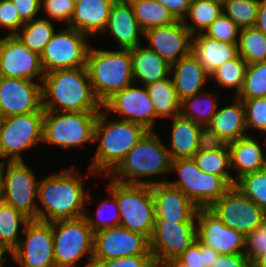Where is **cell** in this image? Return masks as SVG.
<instances>
[{"label":"cell","mask_w":266,"mask_h":267,"mask_svg":"<svg viewBox=\"0 0 266 267\" xmlns=\"http://www.w3.org/2000/svg\"><path fill=\"white\" fill-rule=\"evenodd\" d=\"M73 169L44 177L38 184V220L53 222L74 219L86 214L85 203L94 201L84 190L83 176ZM89 196V197H88Z\"/></svg>","instance_id":"obj_1"},{"label":"cell","mask_w":266,"mask_h":267,"mask_svg":"<svg viewBox=\"0 0 266 267\" xmlns=\"http://www.w3.org/2000/svg\"><path fill=\"white\" fill-rule=\"evenodd\" d=\"M41 85L43 110L59 111L60 108V112H84L102 109L86 67L45 73Z\"/></svg>","instance_id":"obj_2"},{"label":"cell","mask_w":266,"mask_h":267,"mask_svg":"<svg viewBox=\"0 0 266 267\" xmlns=\"http://www.w3.org/2000/svg\"><path fill=\"white\" fill-rule=\"evenodd\" d=\"M99 112L93 142L99 141L91 160L89 173L108 176L124 159L127 153L148 131L144 126L127 120H107V112Z\"/></svg>","instance_id":"obj_3"},{"label":"cell","mask_w":266,"mask_h":267,"mask_svg":"<svg viewBox=\"0 0 266 267\" xmlns=\"http://www.w3.org/2000/svg\"><path fill=\"white\" fill-rule=\"evenodd\" d=\"M172 161L168 148L155 131L148 130L108 177L112 176L111 179L127 184L167 183V179L152 181L150 176L169 173ZM145 176H149L150 179H139Z\"/></svg>","instance_id":"obj_4"},{"label":"cell","mask_w":266,"mask_h":267,"mask_svg":"<svg viewBox=\"0 0 266 267\" xmlns=\"http://www.w3.org/2000/svg\"><path fill=\"white\" fill-rule=\"evenodd\" d=\"M86 68L92 90L101 104L134 82L130 49L110 51L90 47Z\"/></svg>","instance_id":"obj_5"},{"label":"cell","mask_w":266,"mask_h":267,"mask_svg":"<svg viewBox=\"0 0 266 267\" xmlns=\"http://www.w3.org/2000/svg\"><path fill=\"white\" fill-rule=\"evenodd\" d=\"M107 190L116 196L120 226L150 239L156 219L151 185L127 184L111 179Z\"/></svg>","instance_id":"obj_6"},{"label":"cell","mask_w":266,"mask_h":267,"mask_svg":"<svg viewBox=\"0 0 266 267\" xmlns=\"http://www.w3.org/2000/svg\"><path fill=\"white\" fill-rule=\"evenodd\" d=\"M170 172L178 173L180 178L167 183L180 189L198 208H209L234 186V177L205 173L193 158L173 159Z\"/></svg>","instance_id":"obj_7"},{"label":"cell","mask_w":266,"mask_h":267,"mask_svg":"<svg viewBox=\"0 0 266 267\" xmlns=\"http://www.w3.org/2000/svg\"><path fill=\"white\" fill-rule=\"evenodd\" d=\"M52 233L56 267H76L85 255V267H92L94 232L85 216L53 221Z\"/></svg>","instance_id":"obj_8"},{"label":"cell","mask_w":266,"mask_h":267,"mask_svg":"<svg viewBox=\"0 0 266 267\" xmlns=\"http://www.w3.org/2000/svg\"><path fill=\"white\" fill-rule=\"evenodd\" d=\"M100 111L60 112L44 110L43 141L61 148L80 147L93 142Z\"/></svg>","instance_id":"obj_9"},{"label":"cell","mask_w":266,"mask_h":267,"mask_svg":"<svg viewBox=\"0 0 266 267\" xmlns=\"http://www.w3.org/2000/svg\"><path fill=\"white\" fill-rule=\"evenodd\" d=\"M1 161V200L19 210L30 220H38V184L24 161ZM6 170V171H5ZM5 172V173H4Z\"/></svg>","instance_id":"obj_10"},{"label":"cell","mask_w":266,"mask_h":267,"mask_svg":"<svg viewBox=\"0 0 266 267\" xmlns=\"http://www.w3.org/2000/svg\"><path fill=\"white\" fill-rule=\"evenodd\" d=\"M44 112L0 118V159L24 161L20 152L43 142Z\"/></svg>","instance_id":"obj_11"},{"label":"cell","mask_w":266,"mask_h":267,"mask_svg":"<svg viewBox=\"0 0 266 267\" xmlns=\"http://www.w3.org/2000/svg\"><path fill=\"white\" fill-rule=\"evenodd\" d=\"M87 39V35L68 26L54 32L40 55L44 72L86 67L90 48Z\"/></svg>","instance_id":"obj_12"},{"label":"cell","mask_w":266,"mask_h":267,"mask_svg":"<svg viewBox=\"0 0 266 267\" xmlns=\"http://www.w3.org/2000/svg\"><path fill=\"white\" fill-rule=\"evenodd\" d=\"M21 233L26 240L9 253L21 267H56L53 250L52 222L30 220Z\"/></svg>","instance_id":"obj_13"},{"label":"cell","mask_w":266,"mask_h":267,"mask_svg":"<svg viewBox=\"0 0 266 267\" xmlns=\"http://www.w3.org/2000/svg\"><path fill=\"white\" fill-rule=\"evenodd\" d=\"M197 240V222H169L156 218L154 230L149 239V250L155 264L179 257Z\"/></svg>","instance_id":"obj_14"},{"label":"cell","mask_w":266,"mask_h":267,"mask_svg":"<svg viewBox=\"0 0 266 267\" xmlns=\"http://www.w3.org/2000/svg\"><path fill=\"white\" fill-rule=\"evenodd\" d=\"M209 209L228 227L244 235L266 220V213L238 188L232 186Z\"/></svg>","instance_id":"obj_15"},{"label":"cell","mask_w":266,"mask_h":267,"mask_svg":"<svg viewBox=\"0 0 266 267\" xmlns=\"http://www.w3.org/2000/svg\"><path fill=\"white\" fill-rule=\"evenodd\" d=\"M152 255L149 239L122 226L94 233L93 260H110L126 256Z\"/></svg>","instance_id":"obj_16"},{"label":"cell","mask_w":266,"mask_h":267,"mask_svg":"<svg viewBox=\"0 0 266 267\" xmlns=\"http://www.w3.org/2000/svg\"><path fill=\"white\" fill-rule=\"evenodd\" d=\"M45 72L40 55L26 47L15 35L0 38V76L41 82Z\"/></svg>","instance_id":"obj_17"},{"label":"cell","mask_w":266,"mask_h":267,"mask_svg":"<svg viewBox=\"0 0 266 267\" xmlns=\"http://www.w3.org/2000/svg\"><path fill=\"white\" fill-rule=\"evenodd\" d=\"M44 112L42 85L32 80L0 76V118Z\"/></svg>","instance_id":"obj_18"},{"label":"cell","mask_w":266,"mask_h":267,"mask_svg":"<svg viewBox=\"0 0 266 267\" xmlns=\"http://www.w3.org/2000/svg\"><path fill=\"white\" fill-rule=\"evenodd\" d=\"M197 240L219 254H244L245 235L226 226L209 208H198Z\"/></svg>","instance_id":"obj_19"},{"label":"cell","mask_w":266,"mask_h":267,"mask_svg":"<svg viewBox=\"0 0 266 267\" xmlns=\"http://www.w3.org/2000/svg\"><path fill=\"white\" fill-rule=\"evenodd\" d=\"M144 88L132 85L115 92L103 104L107 113H119L123 120L144 126L153 130L156 112L145 86Z\"/></svg>","instance_id":"obj_20"},{"label":"cell","mask_w":266,"mask_h":267,"mask_svg":"<svg viewBox=\"0 0 266 267\" xmlns=\"http://www.w3.org/2000/svg\"><path fill=\"white\" fill-rule=\"evenodd\" d=\"M143 38L150 43L147 48L170 65L191 52L192 35L181 20L168 26L150 28L144 32Z\"/></svg>","instance_id":"obj_21"},{"label":"cell","mask_w":266,"mask_h":267,"mask_svg":"<svg viewBox=\"0 0 266 267\" xmlns=\"http://www.w3.org/2000/svg\"><path fill=\"white\" fill-rule=\"evenodd\" d=\"M156 218H165L169 222H197L198 206L180 189L168 183L151 185Z\"/></svg>","instance_id":"obj_22"},{"label":"cell","mask_w":266,"mask_h":267,"mask_svg":"<svg viewBox=\"0 0 266 267\" xmlns=\"http://www.w3.org/2000/svg\"><path fill=\"white\" fill-rule=\"evenodd\" d=\"M107 32L119 43V49H132L141 45L140 36H144V31L136 21L128 0H116L113 3L103 33Z\"/></svg>","instance_id":"obj_23"},{"label":"cell","mask_w":266,"mask_h":267,"mask_svg":"<svg viewBox=\"0 0 266 267\" xmlns=\"http://www.w3.org/2000/svg\"><path fill=\"white\" fill-rule=\"evenodd\" d=\"M170 76L180 101L203 92L202 87L210 79V74L192 52L171 64Z\"/></svg>","instance_id":"obj_24"},{"label":"cell","mask_w":266,"mask_h":267,"mask_svg":"<svg viewBox=\"0 0 266 267\" xmlns=\"http://www.w3.org/2000/svg\"><path fill=\"white\" fill-rule=\"evenodd\" d=\"M116 0H76L75 11L67 25L83 34L93 36L103 34L108 23V17Z\"/></svg>","instance_id":"obj_25"},{"label":"cell","mask_w":266,"mask_h":267,"mask_svg":"<svg viewBox=\"0 0 266 267\" xmlns=\"http://www.w3.org/2000/svg\"><path fill=\"white\" fill-rule=\"evenodd\" d=\"M191 52L209 74L239 55L237 43L218 41L204 33L192 36Z\"/></svg>","instance_id":"obj_26"},{"label":"cell","mask_w":266,"mask_h":267,"mask_svg":"<svg viewBox=\"0 0 266 267\" xmlns=\"http://www.w3.org/2000/svg\"><path fill=\"white\" fill-rule=\"evenodd\" d=\"M266 144V143H264ZM231 168L237 169L235 182L242 176L266 168V153L253 137H241L229 143Z\"/></svg>","instance_id":"obj_27"},{"label":"cell","mask_w":266,"mask_h":267,"mask_svg":"<svg viewBox=\"0 0 266 267\" xmlns=\"http://www.w3.org/2000/svg\"><path fill=\"white\" fill-rule=\"evenodd\" d=\"M130 51L134 84L139 80L143 86H146L170 76L171 65L156 52L141 45Z\"/></svg>","instance_id":"obj_28"},{"label":"cell","mask_w":266,"mask_h":267,"mask_svg":"<svg viewBox=\"0 0 266 267\" xmlns=\"http://www.w3.org/2000/svg\"><path fill=\"white\" fill-rule=\"evenodd\" d=\"M235 102L216 110L212 120L207 125L223 136L229 143L247 136L245 124V109L241 99L234 96Z\"/></svg>","instance_id":"obj_29"},{"label":"cell","mask_w":266,"mask_h":267,"mask_svg":"<svg viewBox=\"0 0 266 267\" xmlns=\"http://www.w3.org/2000/svg\"><path fill=\"white\" fill-rule=\"evenodd\" d=\"M171 147L168 151L172 159L192 158L198 151L201 125L181 114L172 118Z\"/></svg>","instance_id":"obj_30"},{"label":"cell","mask_w":266,"mask_h":267,"mask_svg":"<svg viewBox=\"0 0 266 267\" xmlns=\"http://www.w3.org/2000/svg\"><path fill=\"white\" fill-rule=\"evenodd\" d=\"M154 104L156 118H173L180 115L181 101L179 100L171 76L145 86Z\"/></svg>","instance_id":"obj_31"},{"label":"cell","mask_w":266,"mask_h":267,"mask_svg":"<svg viewBox=\"0 0 266 267\" xmlns=\"http://www.w3.org/2000/svg\"><path fill=\"white\" fill-rule=\"evenodd\" d=\"M222 12V0H192L182 23L194 36L204 33ZM188 18L191 24L188 23Z\"/></svg>","instance_id":"obj_32"},{"label":"cell","mask_w":266,"mask_h":267,"mask_svg":"<svg viewBox=\"0 0 266 267\" xmlns=\"http://www.w3.org/2000/svg\"><path fill=\"white\" fill-rule=\"evenodd\" d=\"M136 21L145 32L150 28L171 25L178 20L156 0H128Z\"/></svg>","instance_id":"obj_33"},{"label":"cell","mask_w":266,"mask_h":267,"mask_svg":"<svg viewBox=\"0 0 266 267\" xmlns=\"http://www.w3.org/2000/svg\"><path fill=\"white\" fill-rule=\"evenodd\" d=\"M212 96L211 93L200 92L185 98L181 101L180 114L201 126L208 125L218 108V96Z\"/></svg>","instance_id":"obj_34"},{"label":"cell","mask_w":266,"mask_h":267,"mask_svg":"<svg viewBox=\"0 0 266 267\" xmlns=\"http://www.w3.org/2000/svg\"><path fill=\"white\" fill-rule=\"evenodd\" d=\"M29 221L30 219L22 212L0 200V244L7 250L8 254L21 240L19 237L20 223L25 226Z\"/></svg>","instance_id":"obj_35"},{"label":"cell","mask_w":266,"mask_h":267,"mask_svg":"<svg viewBox=\"0 0 266 267\" xmlns=\"http://www.w3.org/2000/svg\"><path fill=\"white\" fill-rule=\"evenodd\" d=\"M15 36L30 50L41 55L46 44L55 32L52 22L47 18H37L24 23Z\"/></svg>","instance_id":"obj_36"},{"label":"cell","mask_w":266,"mask_h":267,"mask_svg":"<svg viewBox=\"0 0 266 267\" xmlns=\"http://www.w3.org/2000/svg\"><path fill=\"white\" fill-rule=\"evenodd\" d=\"M237 47L248 65L266 62V35L255 27L241 29Z\"/></svg>","instance_id":"obj_37"},{"label":"cell","mask_w":266,"mask_h":267,"mask_svg":"<svg viewBox=\"0 0 266 267\" xmlns=\"http://www.w3.org/2000/svg\"><path fill=\"white\" fill-rule=\"evenodd\" d=\"M248 64L238 55L236 58L225 62L210 73V79L213 78L223 87L235 88L234 95L240 92L246 74Z\"/></svg>","instance_id":"obj_38"},{"label":"cell","mask_w":266,"mask_h":267,"mask_svg":"<svg viewBox=\"0 0 266 267\" xmlns=\"http://www.w3.org/2000/svg\"><path fill=\"white\" fill-rule=\"evenodd\" d=\"M200 170L220 177H232L230 150L218 149L214 151H197L192 157ZM228 169V170H227Z\"/></svg>","instance_id":"obj_39"},{"label":"cell","mask_w":266,"mask_h":267,"mask_svg":"<svg viewBox=\"0 0 266 267\" xmlns=\"http://www.w3.org/2000/svg\"><path fill=\"white\" fill-rule=\"evenodd\" d=\"M223 12L241 29L254 27L260 0H223Z\"/></svg>","instance_id":"obj_40"},{"label":"cell","mask_w":266,"mask_h":267,"mask_svg":"<svg viewBox=\"0 0 266 267\" xmlns=\"http://www.w3.org/2000/svg\"><path fill=\"white\" fill-rule=\"evenodd\" d=\"M239 99L266 97V62L249 64L238 95Z\"/></svg>","instance_id":"obj_41"},{"label":"cell","mask_w":266,"mask_h":267,"mask_svg":"<svg viewBox=\"0 0 266 267\" xmlns=\"http://www.w3.org/2000/svg\"><path fill=\"white\" fill-rule=\"evenodd\" d=\"M234 186L266 213V168L242 176Z\"/></svg>","instance_id":"obj_42"},{"label":"cell","mask_w":266,"mask_h":267,"mask_svg":"<svg viewBox=\"0 0 266 267\" xmlns=\"http://www.w3.org/2000/svg\"><path fill=\"white\" fill-rule=\"evenodd\" d=\"M110 194V197H108L110 199H107L100 203L96 212V218H94V216L93 218L90 217V215L87 214V211L84 215L94 233L106 228L120 226V212L116 196L112 192H110ZM111 211L114 212V215L110 214L113 213ZM111 215L113 216L110 217Z\"/></svg>","instance_id":"obj_43"},{"label":"cell","mask_w":266,"mask_h":267,"mask_svg":"<svg viewBox=\"0 0 266 267\" xmlns=\"http://www.w3.org/2000/svg\"><path fill=\"white\" fill-rule=\"evenodd\" d=\"M219 255L214 249L196 240L177 259L189 267H212Z\"/></svg>","instance_id":"obj_44"},{"label":"cell","mask_w":266,"mask_h":267,"mask_svg":"<svg viewBox=\"0 0 266 267\" xmlns=\"http://www.w3.org/2000/svg\"><path fill=\"white\" fill-rule=\"evenodd\" d=\"M241 28L224 12L204 31L210 38L222 42L238 43Z\"/></svg>","instance_id":"obj_45"},{"label":"cell","mask_w":266,"mask_h":267,"mask_svg":"<svg viewBox=\"0 0 266 267\" xmlns=\"http://www.w3.org/2000/svg\"><path fill=\"white\" fill-rule=\"evenodd\" d=\"M245 109L246 128L253 127L266 134V97L241 99Z\"/></svg>","instance_id":"obj_46"},{"label":"cell","mask_w":266,"mask_h":267,"mask_svg":"<svg viewBox=\"0 0 266 267\" xmlns=\"http://www.w3.org/2000/svg\"><path fill=\"white\" fill-rule=\"evenodd\" d=\"M266 250V220L245 235L244 255L253 263Z\"/></svg>","instance_id":"obj_47"},{"label":"cell","mask_w":266,"mask_h":267,"mask_svg":"<svg viewBox=\"0 0 266 267\" xmlns=\"http://www.w3.org/2000/svg\"><path fill=\"white\" fill-rule=\"evenodd\" d=\"M76 0H41L49 19L65 21L68 25L75 11Z\"/></svg>","instance_id":"obj_48"},{"label":"cell","mask_w":266,"mask_h":267,"mask_svg":"<svg viewBox=\"0 0 266 267\" xmlns=\"http://www.w3.org/2000/svg\"><path fill=\"white\" fill-rule=\"evenodd\" d=\"M152 255H135L110 260H93L92 267H153Z\"/></svg>","instance_id":"obj_49"},{"label":"cell","mask_w":266,"mask_h":267,"mask_svg":"<svg viewBox=\"0 0 266 267\" xmlns=\"http://www.w3.org/2000/svg\"><path fill=\"white\" fill-rule=\"evenodd\" d=\"M24 25L11 0H0V28L9 30L6 35H15Z\"/></svg>","instance_id":"obj_50"},{"label":"cell","mask_w":266,"mask_h":267,"mask_svg":"<svg viewBox=\"0 0 266 267\" xmlns=\"http://www.w3.org/2000/svg\"><path fill=\"white\" fill-rule=\"evenodd\" d=\"M220 148L229 149V142L209 126H201L199 130L198 151H214Z\"/></svg>","instance_id":"obj_51"},{"label":"cell","mask_w":266,"mask_h":267,"mask_svg":"<svg viewBox=\"0 0 266 267\" xmlns=\"http://www.w3.org/2000/svg\"><path fill=\"white\" fill-rule=\"evenodd\" d=\"M19 14L20 19L26 23L36 19L41 10V0H11Z\"/></svg>","instance_id":"obj_52"},{"label":"cell","mask_w":266,"mask_h":267,"mask_svg":"<svg viewBox=\"0 0 266 267\" xmlns=\"http://www.w3.org/2000/svg\"><path fill=\"white\" fill-rule=\"evenodd\" d=\"M212 267H252L244 254H220Z\"/></svg>","instance_id":"obj_53"},{"label":"cell","mask_w":266,"mask_h":267,"mask_svg":"<svg viewBox=\"0 0 266 267\" xmlns=\"http://www.w3.org/2000/svg\"><path fill=\"white\" fill-rule=\"evenodd\" d=\"M165 6L169 12L177 19L183 20L187 14L192 0H156Z\"/></svg>","instance_id":"obj_54"},{"label":"cell","mask_w":266,"mask_h":267,"mask_svg":"<svg viewBox=\"0 0 266 267\" xmlns=\"http://www.w3.org/2000/svg\"><path fill=\"white\" fill-rule=\"evenodd\" d=\"M254 27L266 35V0H260Z\"/></svg>","instance_id":"obj_55"},{"label":"cell","mask_w":266,"mask_h":267,"mask_svg":"<svg viewBox=\"0 0 266 267\" xmlns=\"http://www.w3.org/2000/svg\"><path fill=\"white\" fill-rule=\"evenodd\" d=\"M252 267H266V250L252 263Z\"/></svg>","instance_id":"obj_56"},{"label":"cell","mask_w":266,"mask_h":267,"mask_svg":"<svg viewBox=\"0 0 266 267\" xmlns=\"http://www.w3.org/2000/svg\"><path fill=\"white\" fill-rule=\"evenodd\" d=\"M164 267H189L182 262H180L177 258L170 259L162 264Z\"/></svg>","instance_id":"obj_57"},{"label":"cell","mask_w":266,"mask_h":267,"mask_svg":"<svg viewBox=\"0 0 266 267\" xmlns=\"http://www.w3.org/2000/svg\"><path fill=\"white\" fill-rule=\"evenodd\" d=\"M7 250L0 244V267H4L3 266V262L6 258L3 259V256H4V253L6 252Z\"/></svg>","instance_id":"obj_58"},{"label":"cell","mask_w":266,"mask_h":267,"mask_svg":"<svg viewBox=\"0 0 266 267\" xmlns=\"http://www.w3.org/2000/svg\"><path fill=\"white\" fill-rule=\"evenodd\" d=\"M0 166H1V161H0ZM0 200H1V172H0Z\"/></svg>","instance_id":"obj_59"},{"label":"cell","mask_w":266,"mask_h":267,"mask_svg":"<svg viewBox=\"0 0 266 267\" xmlns=\"http://www.w3.org/2000/svg\"><path fill=\"white\" fill-rule=\"evenodd\" d=\"M153 267H164L163 265H159V264H154Z\"/></svg>","instance_id":"obj_60"}]
</instances>
